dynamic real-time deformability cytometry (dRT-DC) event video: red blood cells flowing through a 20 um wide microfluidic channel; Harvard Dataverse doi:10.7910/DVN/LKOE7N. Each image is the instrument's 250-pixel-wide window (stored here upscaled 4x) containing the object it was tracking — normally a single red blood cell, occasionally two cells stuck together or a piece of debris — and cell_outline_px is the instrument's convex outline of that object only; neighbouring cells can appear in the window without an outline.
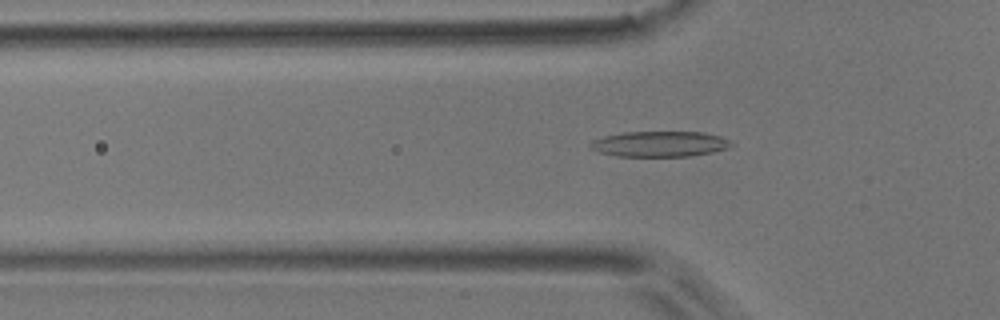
{"species": "common noctule bat (a hibernating species)", "species_latin": "Nyctalus noctula", "temperature_condition": "room temperature", "stored_images_in_passage": 51, "camera_frame_rate_fps": 3000, "um_per_image_px": 0.085, "animal": {"sex": "male", "body_mass_g": 17.9}, "frame": {"image": 1, "passage_image": 16, "time_ms": 5.0, "image_size_px": [1000, 320], "cell_outline_px": [[732, 144], [728, 148], [712, 152], [688, 156], [620, 156], [600, 152], [592, 148], [588, 144], [592, 140], [604, 136], [624, 132], [700, 132], [720, 136], [728, 140]], "centroid_in_image_um": [56.06, 12.23], "position_along_channel_um": 69.7, "area_um2": 20.69}}
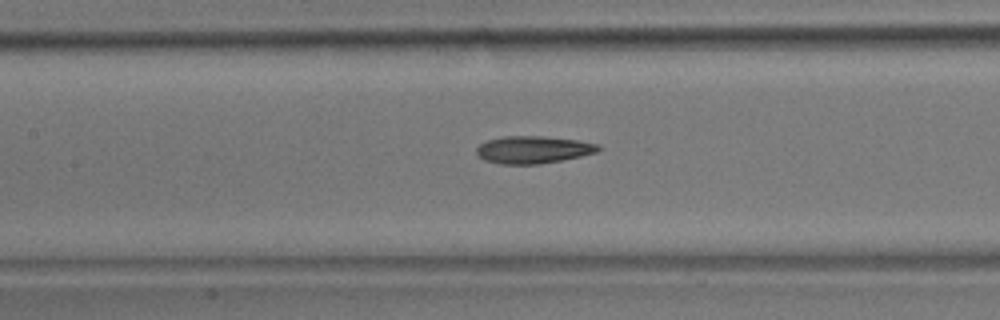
{"frame": {"image": 2, "passage_image": 23, "time_ms": 7.333, "image_size_px": [1000, 320], "cell_outline_px": [[604, 148], [596, 152], [580, 156], [560, 160], [536, 164], [500, 164], [484, 160], [476, 156], [476, 148], [480, 144], [488, 140], [504, 136], [540, 136], [576, 140], [596, 144]], "centroid_in_image_um": [45.27, 12.72], "position_along_channel_um": 162.1, "area_um2": 19.31}}
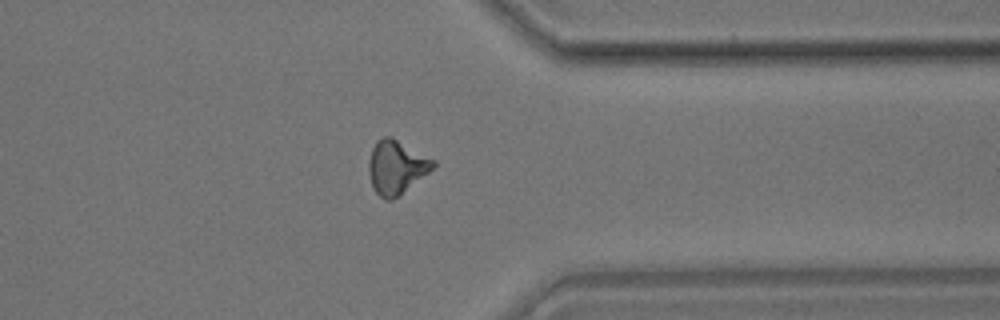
{"frame": {"image": 3, "passage_image": 40, "time_ms": 13.0, "image_size_px": [1000, 320], "cell_outline_px": [[436, 164], [428, 172], [392, 200], [384, 200], [372, 188], [368, 172], [368, 164], [372, 148], [376, 140], [384, 136], [392, 136], [436, 160]], "centroid_in_image_um": [33.66, 14.17], "position_along_channel_um": 377.7, "area_um2": 20.11}, "authors_computed_cell_mechanics": {"area_um2": 19.074, "velocity_mm_per_s": 3.9125, "shape_relaxation_time_tau1_ms": 11.1503, "shape_relaxation_time_tau2_ms": 4.4784, "deformation_change_tau1": 0.2486, "deformation_change_tau2": 0.15}}